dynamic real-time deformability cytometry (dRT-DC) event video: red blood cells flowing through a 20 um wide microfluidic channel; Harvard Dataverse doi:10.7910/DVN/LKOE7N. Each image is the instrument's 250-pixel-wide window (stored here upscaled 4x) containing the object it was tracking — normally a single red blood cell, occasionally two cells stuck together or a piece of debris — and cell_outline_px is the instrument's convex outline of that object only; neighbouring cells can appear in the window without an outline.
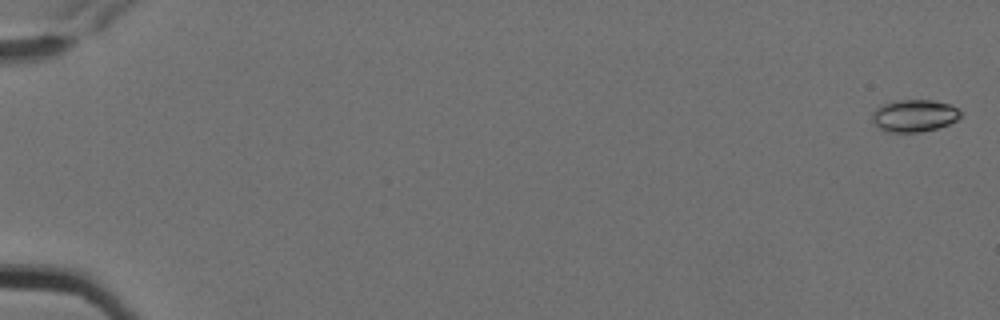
{"species": "Egyptian fruit bat (a non-hibernating species)", "species_latin": "Rousettus aegyptiacus", "temperature_condition": "cold", "stored_images_in_passage": 6, "camera_frame_rate_fps": 3000, "um_per_image_px": 0.085, "animal": {"sex": "female"}, "frame": {"image": 1, "passage_image": 1, "time_ms": 0.0, "image_size_px": [1000, 320], "cell_outline_px": [[960, 116], [956, 120], [948, 124], [936, 128], [920, 132], [884, 132], [876, 128], [872, 120], [872, 112], [880, 104], [896, 100], [932, 100], [948, 104], [956, 108], [960, 112]], "centroid_in_image_um": [77.62, 9.84], "position_along_channel_um": 7.4, "area_um2": 16.7}}
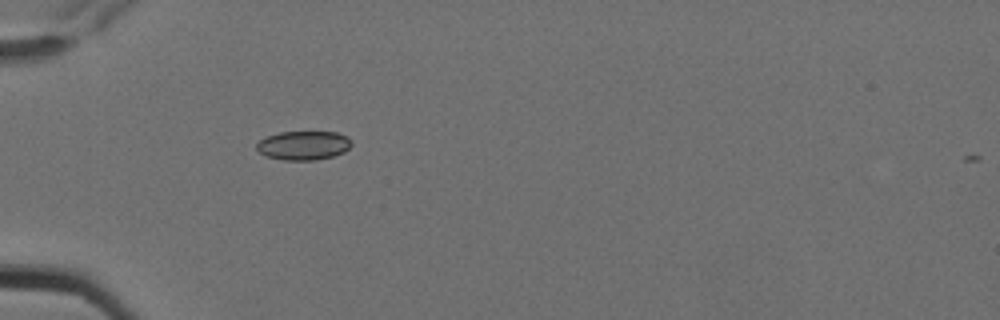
{"frame": {"image": 2, "passage_image": 5, "time_ms": 1.333, "image_size_px": [1000, 320], "cell_outline_px": [[352, 144], [344, 152], [332, 156], [316, 160], [284, 160], [268, 156], [260, 152], [256, 148], [256, 144], [260, 140], [268, 136], [280, 132], [336, 132], [352, 140]], "centroid_in_image_um": [25.81, 12.36], "position_along_channel_um": 59.2, "area_um2": 15.84}}